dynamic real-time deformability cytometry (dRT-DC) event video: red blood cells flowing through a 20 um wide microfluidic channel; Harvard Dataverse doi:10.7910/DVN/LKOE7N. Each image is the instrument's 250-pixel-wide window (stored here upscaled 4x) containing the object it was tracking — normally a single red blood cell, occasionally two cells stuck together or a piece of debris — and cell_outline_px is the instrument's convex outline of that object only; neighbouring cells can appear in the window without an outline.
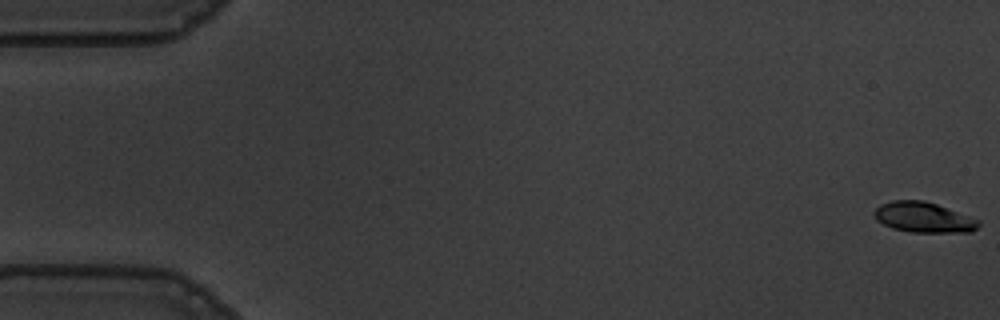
{"species": "common noctule bat (a hibernating species)", "species_latin": "Nyctalus noctula", "temperature_condition": "warm", "stored_images_in_passage": 57, "camera_frame_rate_fps": 3000, "um_per_image_px": 0.085, "animal": {"sex": "male", "body_mass_g": 19.5, "forearm_length_mm": 54.6}, "frame": {"image": 1, "passage_image": 1, "time_ms": 0.0, "image_size_px": [1000, 320], "cell_outline_px": [[980, 224], [972, 232], [912, 232], [892, 228], [876, 220], [872, 212], [880, 204], [892, 200], [924, 200], [936, 204], [980, 220]], "centroid_in_image_um": [78.48, 18.47], "position_along_channel_um": 6.5, "area_um2": 18.44}}
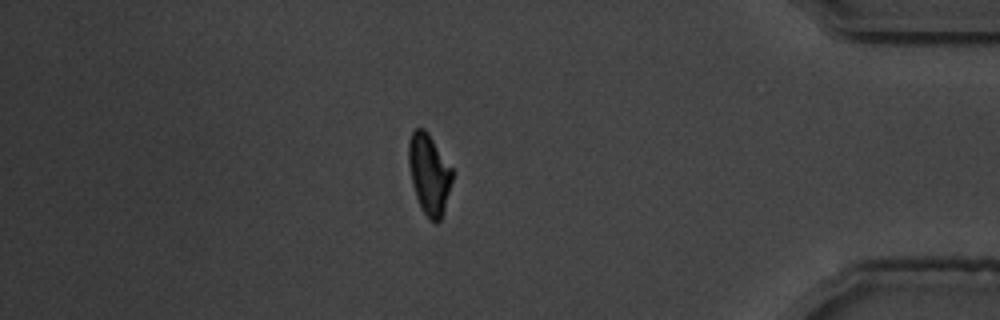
{"frame": {"image": 2, "passage_image": 49, "time_ms": 16.0, "image_size_px": [1000, 320], "cell_outline_px": [[452, 180], [444, 212], [440, 220], [436, 224], [428, 220], [416, 196], [412, 184], [408, 164], [408, 140], [412, 132], [416, 128], [424, 128], [428, 132], [452, 168]], "centroid_in_image_um": [36.47, 14.79], "position_along_channel_um": 398.7, "area_um2": 20.52}}
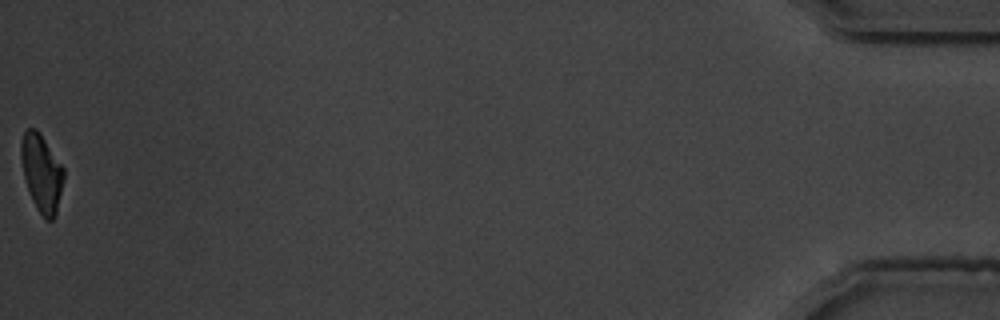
{"frame": {"image": 3, "passage_image": 57, "time_ms": 18.667, "image_size_px": [1000, 320], "cell_outline_px": [[64, 176], [56, 216], [52, 220], [44, 220], [36, 208], [32, 200], [24, 176], [20, 156], [20, 140], [24, 132], [28, 128], [36, 128], [40, 132], [64, 168]], "centroid_in_image_um": [3.53, 14.69], "position_along_channel_um": 431.7, "area_um2": 19.42}, "authors_computed_cell_mechanics": {"area_um2": 20.519, "velocity_mm_per_s": 3.6025, "shape_relaxation_time_tau1_ms": 3.0574, "shape_relaxation_time_tau2_ms": 4.0874, "deformation_change_tau1": 0.1683, "deformation_change_tau2": 0.0766}}